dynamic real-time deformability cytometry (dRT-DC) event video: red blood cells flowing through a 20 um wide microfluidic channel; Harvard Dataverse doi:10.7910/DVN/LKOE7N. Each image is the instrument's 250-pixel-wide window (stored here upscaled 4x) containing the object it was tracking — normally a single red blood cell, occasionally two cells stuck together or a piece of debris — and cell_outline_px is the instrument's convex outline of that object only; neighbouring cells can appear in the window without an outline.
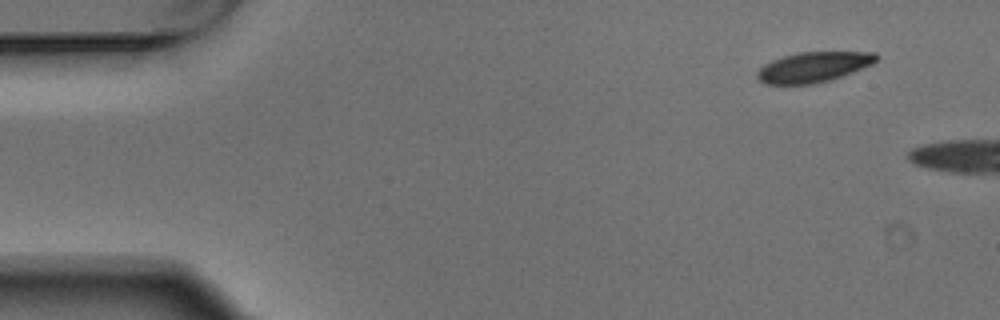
{"species": "Egyptian fruit bat (a non-hibernating species)", "species_latin": "Rousettus aegyptiacus", "temperature_condition": "warm", "stored_images_in_passage": 4, "camera_frame_rate_fps": 3000, "um_per_image_px": 0.085, "animal": {"sex": "male"}, "frame": {"image": 1, "passage_image": 1, "time_ms": 0.0, "image_size_px": [1000, 320], "cell_outline_px": [[880, 56], [872, 64], [832, 80], [812, 84], [764, 84], [756, 76], [756, 72], [764, 64], [772, 60], [784, 56], [800, 52], [876, 52]], "centroid_in_image_um": [69.14, 5.7], "position_along_channel_um": 15.9, "area_um2": 20.98}}